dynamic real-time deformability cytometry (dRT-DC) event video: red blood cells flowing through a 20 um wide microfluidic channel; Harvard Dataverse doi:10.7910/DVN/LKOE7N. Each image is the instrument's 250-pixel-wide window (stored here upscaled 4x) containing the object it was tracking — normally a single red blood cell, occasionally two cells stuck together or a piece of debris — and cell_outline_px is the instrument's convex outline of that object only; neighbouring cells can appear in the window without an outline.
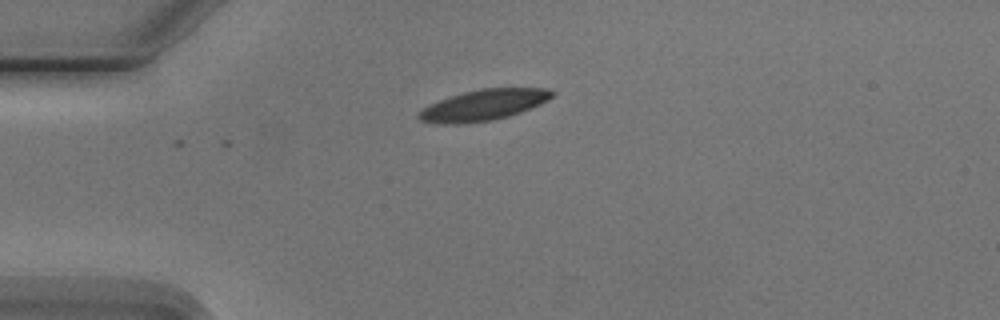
{"species": "Egyptian fruit bat (a non-hibernating species)", "species_latin": "Rousettus aegyptiacus", "temperature_condition": "cold", "stored_images_in_passage": 1, "camera_frame_rate_fps": 3000, "um_per_image_px": 0.085, "animal": {"sex": "male"}, "frame": {"image": 1, "passage_image": 1, "time_ms": 0.0, "image_size_px": [1000, 320], "cell_outline_px": [[556, 92], [548, 100], [540, 104], [520, 112], [508, 116], [492, 120], [456, 124], [444, 124], [420, 120], [416, 116], [428, 104], [464, 92], [480, 88], [548, 88]], "centroid_in_image_um": [41.12, 8.92], "position_along_channel_um": 43.9, "area_um2": 23.76}}